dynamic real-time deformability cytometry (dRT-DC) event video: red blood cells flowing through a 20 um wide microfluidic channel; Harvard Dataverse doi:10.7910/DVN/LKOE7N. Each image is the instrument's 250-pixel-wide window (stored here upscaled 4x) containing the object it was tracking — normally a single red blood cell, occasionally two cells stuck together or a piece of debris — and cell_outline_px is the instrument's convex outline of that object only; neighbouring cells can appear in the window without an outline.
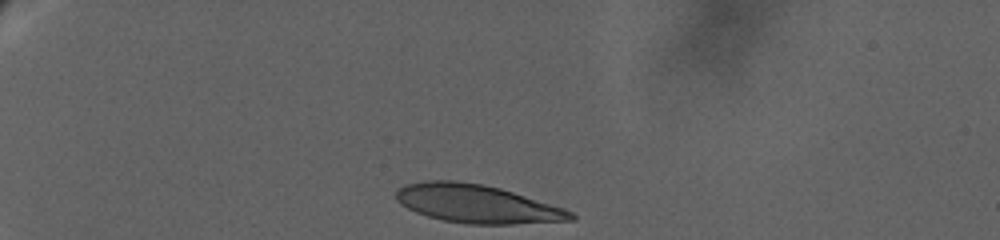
{"species": "human", "species_latin": "Homo sapiens", "temperature_condition": "warm", "stored_images_in_passage": 35, "camera_frame_rate_fps": 3000, "um_per_image_px": 0.085, "donor": {"sex": "female"}, "frame": {"image": 1, "passage_image": 1, "time_ms": 0.0, "image_size_px": [1000, 240], "cell_outline_px": [[576, 220], [512, 224], [468, 224], [444, 220], [428, 216], [416, 212], [400, 204], [396, 200], [396, 188], [404, 184], [428, 180], [456, 180], [484, 184], [500, 188], [564, 208], [572, 212], [576, 216]], "centroid_in_image_um": [40.52, 17.31], "position_along_channel_um": 44.5, "area_um2": 39.07}}
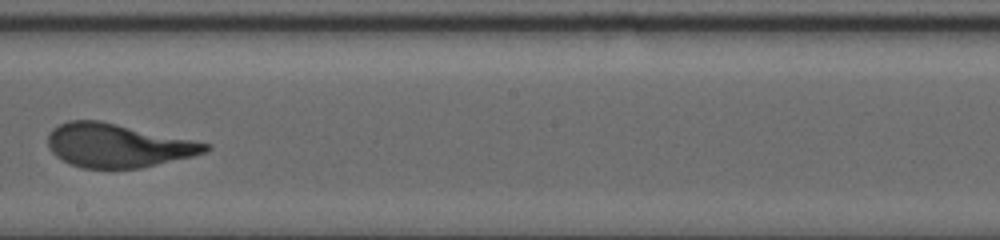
{"frame": {"image": 2, "passage_image": 19, "time_ms": 9.333, "image_size_px": [1000, 240], "cell_outline_px": [[212, 148], [204, 152], [192, 156], [140, 168], [80, 168], [56, 156], [52, 152], [48, 144], [48, 136], [52, 128], [68, 120], [100, 120], [212, 144]], "centroid_in_image_um": [10.0, 12.36], "position_along_channel_um": 238.2, "area_um2": 39.82}}
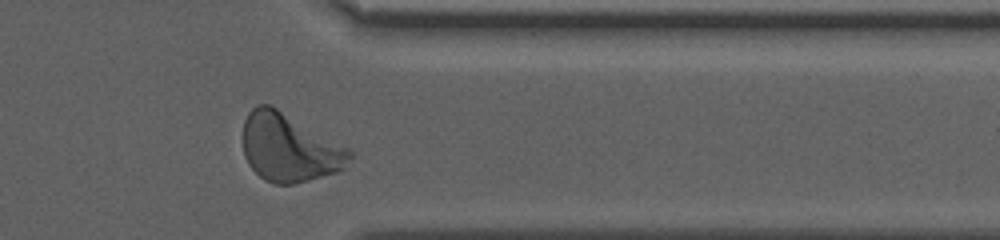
{"frame": {"image": 3, "passage_image": 33, "time_ms": 14.667, "image_size_px": [1000, 240], "cell_outline_px": [[352, 156], [344, 168], [336, 172], [308, 180], [292, 184], [272, 184], [264, 180], [248, 164], [244, 156], [244, 120], [248, 112], [256, 104], [268, 104], [276, 108], [348, 148], [352, 152]], "centroid_in_image_um": [24.56, 12.57], "position_along_channel_um": 386.8, "area_um2": 41.79}, "authors_computed_cell_mechanics": {"area_um2": 40.2288, "velocity_mm_per_s": 2.8168, "shape_relaxation_time_tau1_ms": 6.124, "shape_relaxation_time_tau2_ms": null, "deformation_change_tau1": 0.2466, "deformation_change_tau2": null}}